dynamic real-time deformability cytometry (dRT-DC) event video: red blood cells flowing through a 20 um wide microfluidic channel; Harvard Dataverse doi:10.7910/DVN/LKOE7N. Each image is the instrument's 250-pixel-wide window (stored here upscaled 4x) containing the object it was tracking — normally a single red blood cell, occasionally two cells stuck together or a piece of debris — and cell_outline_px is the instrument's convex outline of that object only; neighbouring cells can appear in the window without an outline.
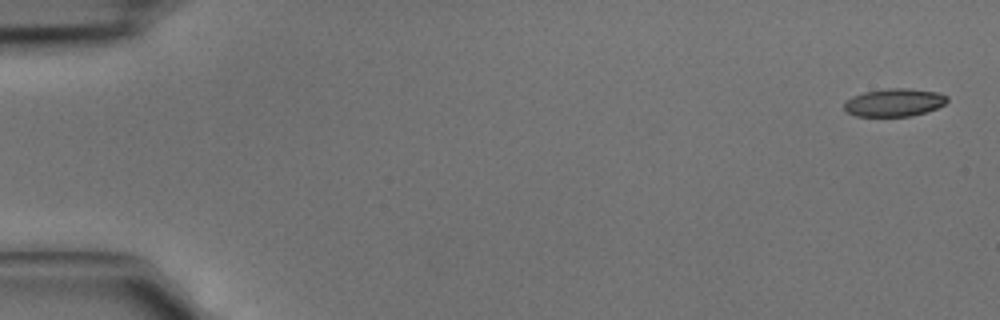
{"species": "common noctule bat (a hibernating species)", "species_latin": "Nyctalus noctula", "temperature_condition": "cold", "stored_images_in_passage": 5, "segment_of_instrument_passage": [2, 2], "camera_frame_rate_fps": 3000, "um_per_image_px": 0.085, "animal": {"sex": "male", "body_mass_g": 15.6}, "frame": {"image": 1, "passage_image": 5, "time_ms": 1.333, "image_size_px": [1000, 320], "cell_outline_px": [[948, 100], [944, 104], [936, 108], [912, 116], [856, 116], [848, 112], [844, 108], [844, 104], [852, 96], [864, 92], [888, 88], [908, 88], [936, 92], [948, 96]], "centroid_in_image_um": [76.01, 8.71], "position_along_channel_um": 9.0, "area_um2": 16.59}}